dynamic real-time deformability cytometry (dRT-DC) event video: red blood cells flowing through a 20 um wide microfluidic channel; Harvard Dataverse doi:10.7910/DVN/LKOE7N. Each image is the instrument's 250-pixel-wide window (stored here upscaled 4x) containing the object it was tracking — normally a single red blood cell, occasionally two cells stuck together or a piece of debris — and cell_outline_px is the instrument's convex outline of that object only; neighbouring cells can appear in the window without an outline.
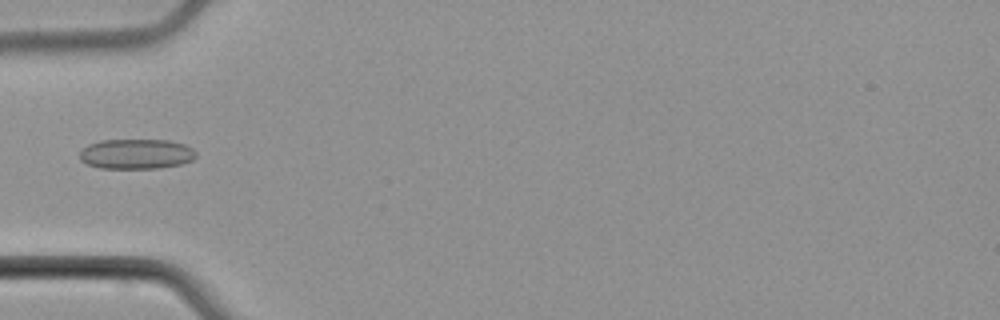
{"species": "common noctule bat (a hibernating species)", "species_latin": "Nyctalus noctula", "temperature_condition": "cold", "stored_images_in_passage": 5, "camera_frame_rate_fps": 3000, "um_per_image_px": 0.085, "animal": {"sex": "male", "body_mass_g": 21.5, "forearm_length_mm": 52.0}, "frame": {"image": 1, "passage_image": 4, "time_ms": 4.667, "image_size_px": [1000, 320], "cell_outline_px": [[196, 156], [192, 160], [184, 164], [160, 168], [100, 168], [88, 164], [80, 160], [80, 152], [88, 144], [100, 140], [168, 140], [184, 144], [192, 148], [196, 152]], "centroid_in_image_um": [11.61, 13.09], "position_along_channel_um": 73.4, "area_um2": 20.46}}
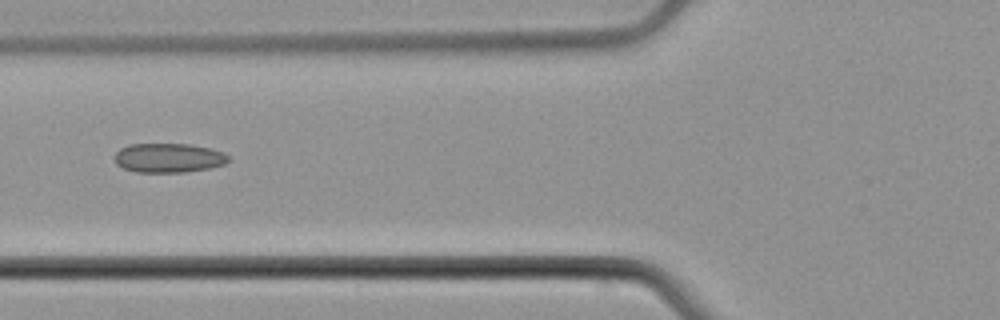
{"frame": {"image": 2, "passage_image": 5, "time_ms": 5.667, "image_size_px": [1000, 320], "cell_outline_px": [[228, 160], [224, 164], [212, 168], [184, 172], [136, 172], [124, 168], [116, 164], [116, 152], [120, 148], [128, 144], [192, 144], [224, 152], [228, 156]], "centroid_in_image_um": [14.33, 13.42], "position_along_channel_um": 111.5, "area_um2": 19.42}}